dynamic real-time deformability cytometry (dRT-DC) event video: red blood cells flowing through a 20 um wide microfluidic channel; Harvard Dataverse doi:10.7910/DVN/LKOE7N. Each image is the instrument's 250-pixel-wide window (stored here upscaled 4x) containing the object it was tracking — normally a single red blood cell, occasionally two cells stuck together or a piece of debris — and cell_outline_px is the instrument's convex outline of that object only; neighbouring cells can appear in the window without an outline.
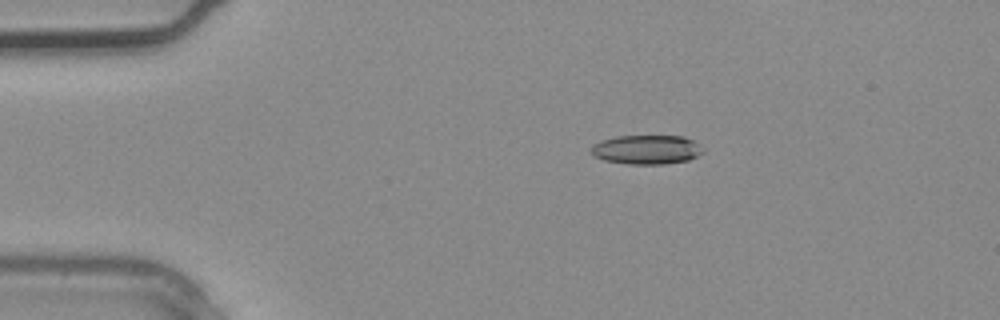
{"species": "common noctule bat (a hibernating species)", "species_latin": "Nyctalus noctula", "temperature_condition": "warm", "stored_images_in_passage": 4, "camera_frame_rate_fps": 3000, "um_per_image_px": 0.085, "animal": {"sex": "male", "body_mass_g": 20.4}, "frame": {"image": 1, "passage_image": 2, "time_ms": 0.333, "image_size_px": [1000, 320], "cell_outline_px": [[704, 152], [688, 160], [664, 164], [628, 164], [604, 160], [592, 156], [592, 144], [600, 140], [616, 136], [684, 136], [692, 140], [704, 148]], "centroid_in_image_um": [54.95, 12.71], "position_along_channel_um": 30.1, "area_um2": 19.13}}